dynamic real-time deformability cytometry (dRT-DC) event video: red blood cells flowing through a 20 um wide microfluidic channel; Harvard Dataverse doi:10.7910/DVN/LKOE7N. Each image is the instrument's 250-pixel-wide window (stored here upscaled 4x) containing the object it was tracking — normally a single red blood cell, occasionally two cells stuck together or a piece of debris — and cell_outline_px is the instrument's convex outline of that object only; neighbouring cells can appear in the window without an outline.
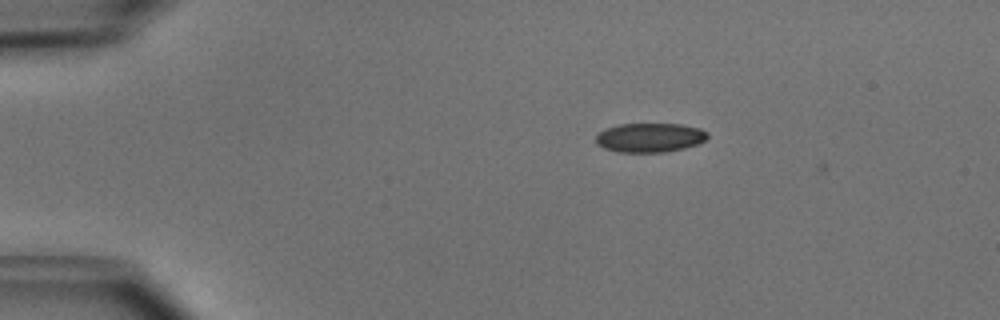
{"species": "common noctule bat (a hibernating species)", "species_latin": "Nyctalus noctula", "temperature_condition": "cold", "stored_images_in_passage": 3, "camera_frame_rate_fps": 3000, "um_per_image_px": 0.085, "animal": {"sex": "male", "body_mass_g": 15.6}, "frame": {"image": 1, "passage_image": 1, "time_ms": 0.0, "image_size_px": [1000, 320], "cell_outline_px": [[708, 136], [704, 140], [696, 144], [684, 148], [664, 152], [616, 152], [604, 148], [596, 144], [596, 136], [604, 128], [620, 124], [680, 124], [700, 128], [708, 132]], "centroid_in_image_um": [55.21, 11.69], "position_along_channel_um": 29.8, "area_um2": 19.02}}